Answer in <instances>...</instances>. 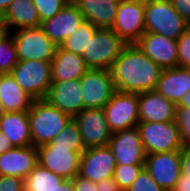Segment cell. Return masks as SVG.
Masks as SVG:
<instances>
[{"mask_svg": "<svg viewBox=\"0 0 190 191\" xmlns=\"http://www.w3.org/2000/svg\"><path fill=\"white\" fill-rule=\"evenodd\" d=\"M40 147H63L72 148V151L83 153L85 146L83 144L82 136L79 132L77 123L72 119L66 127H64L49 144Z\"/></svg>", "mask_w": 190, "mask_h": 191, "instance_id": "28", "label": "cell"}, {"mask_svg": "<svg viewBox=\"0 0 190 191\" xmlns=\"http://www.w3.org/2000/svg\"><path fill=\"white\" fill-rule=\"evenodd\" d=\"M145 154L180 151L184 146L175 121L137 124Z\"/></svg>", "mask_w": 190, "mask_h": 191, "instance_id": "5", "label": "cell"}, {"mask_svg": "<svg viewBox=\"0 0 190 191\" xmlns=\"http://www.w3.org/2000/svg\"><path fill=\"white\" fill-rule=\"evenodd\" d=\"M82 96L80 79H72L65 82H52L45 100L61 112L74 117L83 110Z\"/></svg>", "mask_w": 190, "mask_h": 191, "instance_id": "18", "label": "cell"}, {"mask_svg": "<svg viewBox=\"0 0 190 191\" xmlns=\"http://www.w3.org/2000/svg\"><path fill=\"white\" fill-rule=\"evenodd\" d=\"M135 44L162 69L178 67L177 40L157 33L144 32Z\"/></svg>", "mask_w": 190, "mask_h": 191, "instance_id": "15", "label": "cell"}, {"mask_svg": "<svg viewBox=\"0 0 190 191\" xmlns=\"http://www.w3.org/2000/svg\"><path fill=\"white\" fill-rule=\"evenodd\" d=\"M177 106H187L190 107V91L187 92L177 104Z\"/></svg>", "mask_w": 190, "mask_h": 191, "instance_id": "44", "label": "cell"}, {"mask_svg": "<svg viewBox=\"0 0 190 191\" xmlns=\"http://www.w3.org/2000/svg\"><path fill=\"white\" fill-rule=\"evenodd\" d=\"M51 62L19 61L11 72L17 84L34 100L45 99L52 83Z\"/></svg>", "mask_w": 190, "mask_h": 191, "instance_id": "6", "label": "cell"}, {"mask_svg": "<svg viewBox=\"0 0 190 191\" xmlns=\"http://www.w3.org/2000/svg\"><path fill=\"white\" fill-rule=\"evenodd\" d=\"M38 164V150L33 145L14 147L0 155V175L25 179Z\"/></svg>", "mask_w": 190, "mask_h": 191, "instance_id": "20", "label": "cell"}, {"mask_svg": "<svg viewBox=\"0 0 190 191\" xmlns=\"http://www.w3.org/2000/svg\"><path fill=\"white\" fill-rule=\"evenodd\" d=\"M110 71L115 90L139 94L156 89L163 69L136 44H127Z\"/></svg>", "mask_w": 190, "mask_h": 191, "instance_id": "1", "label": "cell"}, {"mask_svg": "<svg viewBox=\"0 0 190 191\" xmlns=\"http://www.w3.org/2000/svg\"><path fill=\"white\" fill-rule=\"evenodd\" d=\"M18 62L12 32L5 30L0 35V74H11Z\"/></svg>", "mask_w": 190, "mask_h": 191, "instance_id": "30", "label": "cell"}, {"mask_svg": "<svg viewBox=\"0 0 190 191\" xmlns=\"http://www.w3.org/2000/svg\"><path fill=\"white\" fill-rule=\"evenodd\" d=\"M115 167V156L108 145L86 148L81 154L78 175L97 183L112 178Z\"/></svg>", "mask_w": 190, "mask_h": 191, "instance_id": "14", "label": "cell"}, {"mask_svg": "<svg viewBox=\"0 0 190 191\" xmlns=\"http://www.w3.org/2000/svg\"><path fill=\"white\" fill-rule=\"evenodd\" d=\"M156 90L176 105L190 91V69L174 67L163 69Z\"/></svg>", "mask_w": 190, "mask_h": 191, "instance_id": "23", "label": "cell"}, {"mask_svg": "<svg viewBox=\"0 0 190 191\" xmlns=\"http://www.w3.org/2000/svg\"><path fill=\"white\" fill-rule=\"evenodd\" d=\"M97 30L98 27L94 24L84 21L72 35L64 40L61 47L82 56Z\"/></svg>", "mask_w": 190, "mask_h": 191, "instance_id": "29", "label": "cell"}, {"mask_svg": "<svg viewBox=\"0 0 190 191\" xmlns=\"http://www.w3.org/2000/svg\"><path fill=\"white\" fill-rule=\"evenodd\" d=\"M145 32L178 40L190 26L174 9L171 0H144Z\"/></svg>", "mask_w": 190, "mask_h": 191, "instance_id": "3", "label": "cell"}, {"mask_svg": "<svg viewBox=\"0 0 190 191\" xmlns=\"http://www.w3.org/2000/svg\"><path fill=\"white\" fill-rule=\"evenodd\" d=\"M41 26L32 0H13L2 15V27L7 31Z\"/></svg>", "mask_w": 190, "mask_h": 191, "instance_id": "22", "label": "cell"}, {"mask_svg": "<svg viewBox=\"0 0 190 191\" xmlns=\"http://www.w3.org/2000/svg\"><path fill=\"white\" fill-rule=\"evenodd\" d=\"M144 168L165 191H172L181 175L180 151L146 154Z\"/></svg>", "mask_w": 190, "mask_h": 191, "instance_id": "11", "label": "cell"}, {"mask_svg": "<svg viewBox=\"0 0 190 191\" xmlns=\"http://www.w3.org/2000/svg\"><path fill=\"white\" fill-rule=\"evenodd\" d=\"M175 123L180 129L184 145H190V107L176 106Z\"/></svg>", "mask_w": 190, "mask_h": 191, "instance_id": "33", "label": "cell"}, {"mask_svg": "<svg viewBox=\"0 0 190 191\" xmlns=\"http://www.w3.org/2000/svg\"><path fill=\"white\" fill-rule=\"evenodd\" d=\"M120 0H79L84 20L98 28H112Z\"/></svg>", "mask_w": 190, "mask_h": 191, "instance_id": "24", "label": "cell"}, {"mask_svg": "<svg viewBox=\"0 0 190 191\" xmlns=\"http://www.w3.org/2000/svg\"><path fill=\"white\" fill-rule=\"evenodd\" d=\"M37 150L38 163L46 169L65 179L78 175L82 153L63 147H38Z\"/></svg>", "mask_w": 190, "mask_h": 191, "instance_id": "16", "label": "cell"}, {"mask_svg": "<svg viewBox=\"0 0 190 191\" xmlns=\"http://www.w3.org/2000/svg\"><path fill=\"white\" fill-rule=\"evenodd\" d=\"M15 146L12 145L11 141L7 136L0 131V155L4 152L12 150Z\"/></svg>", "mask_w": 190, "mask_h": 191, "instance_id": "42", "label": "cell"}, {"mask_svg": "<svg viewBox=\"0 0 190 191\" xmlns=\"http://www.w3.org/2000/svg\"><path fill=\"white\" fill-rule=\"evenodd\" d=\"M178 67L190 69V26L177 40Z\"/></svg>", "mask_w": 190, "mask_h": 191, "instance_id": "35", "label": "cell"}, {"mask_svg": "<svg viewBox=\"0 0 190 191\" xmlns=\"http://www.w3.org/2000/svg\"><path fill=\"white\" fill-rule=\"evenodd\" d=\"M19 61L40 60L51 62L57 45L50 40L41 26L11 31Z\"/></svg>", "mask_w": 190, "mask_h": 191, "instance_id": "7", "label": "cell"}, {"mask_svg": "<svg viewBox=\"0 0 190 191\" xmlns=\"http://www.w3.org/2000/svg\"><path fill=\"white\" fill-rule=\"evenodd\" d=\"M4 114H5V111H4V108H3L2 100L0 99V120L2 119Z\"/></svg>", "mask_w": 190, "mask_h": 191, "instance_id": "46", "label": "cell"}, {"mask_svg": "<svg viewBox=\"0 0 190 191\" xmlns=\"http://www.w3.org/2000/svg\"><path fill=\"white\" fill-rule=\"evenodd\" d=\"M73 119L45 99L34 100L28 110L32 145L35 148L49 144Z\"/></svg>", "mask_w": 190, "mask_h": 191, "instance_id": "2", "label": "cell"}, {"mask_svg": "<svg viewBox=\"0 0 190 191\" xmlns=\"http://www.w3.org/2000/svg\"><path fill=\"white\" fill-rule=\"evenodd\" d=\"M0 191H24V179L13 175H0Z\"/></svg>", "mask_w": 190, "mask_h": 191, "instance_id": "36", "label": "cell"}, {"mask_svg": "<svg viewBox=\"0 0 190 191\" xmlns=\"http://www.w3.org/2000/svg\"><path fill=\"white\" fill-rule=\"evenodd\" d=\"M115 156L116 164H144L145 151L138 127L113 132L108 143Z\"/></svg>", "mask_w": 190, "mask_h": 191, "instance_id": "13", "label": "cell"}, {"mask_svg": "<svg viewBox=\"0 0 190 191\" xmlns=\"http://www.w3.org/2000/svg\"><path fill=\"white\" fill-rule=\"evenodd\" d=\"M51 68L52 82L81 79L89 70L81 55L63 49L61 46H57Z\"/></svg>", "mask_w": 190, "mask_h": 191, "instance_id": "21", "label": "cell"}, {"mask_svg": "<svg viewBox=\"0 0 190 191\" xmlns=\"http://www.w3.org/2000/svg\"><path fill=\"white\" fill-rule=\"evenodd\" d=\"M181 173L190 176V145H184L180 150Z\"/></svg>", "mask_w": 190, "mask_h": 191, "instance_id": "39", "label": "cell"}, {"mask_svg": "<svg viewBox=\"0 0 190 191\" xmlns=\"http://www.w3.org/2000/svg\"><path fill=\"white\" fill-rule=\"evenodd\" d=\"M172 191H190V176L181 173Z\"/></svg>", "mask_w": 190, "mask_h": 191, "instance_id": "41", "label": "cell"}, {"mask_svg": "<svg viewBox=\"0 0 190 191\" xmlns=\"http://www.w3.org/2000/svg\"><path fill=\"white\" fill-rule=\"evenodd\" d=\"M126 45L111 28H98L82 58L89 69H110Z\"/></svg>", "mask_w": 190, "mask_h": 191, "instance_id": "4", "label": "cell"}, {"mask_svg": "<svg viewBox=\"0 0 190 191\" xmlns=\"http://www.w3.org/2000/svg\"><path fill=\"white\" fill-rule=\"evenodd\" d=\"M174 9L190 24V0H171Z\"/></svg>", "mask_w": 190, "mask_h": 191, "instance_id": "38", "label": "cell"}, {"mask_svg": "<svg viewBox=\"0 0 190 191\" xmlns=\"http://www.w3.org/2000/svg\"><path fill=\"white\" fill-rule=\"evenodd\" d=\"M64 180L38 163L24 179V191H56Z\"/></svg>", "mask_w": 190, "mask_h": 191, "instance_id": "27", "label": "cell"}, {"mask_svg": "<svg viewBox=\"0 0 190 191\" xmlns=\"http://www.w3.org/2000/svg\"><path fill=\"white\" fill-rule=\"evenodd\" d=\"M111 29L126 44H135L145 32L144 0H120Z\"/></svg>", "mask_w": 190, "mask_h": 191, "instance_id": "8", "label": "cell"}, {"mask_svg": "<svg viewBox=\"0 0 190 191\" xmlns=\"http://www.w3.org/2000/svg\"><path fill=\"white\" fill-rule=\"evenodd\" d=\"M79 0H72V3H77Z\"/></svg>", "mask_w": 190, "mask_h": 191, "instance_id": "49", "label": "cell"}, {"mask_svg": "<svg viewBox=\"0 0 190 191\" xmlns=\"http://www.w3.org/2000/svg\"><path fill=\"white\" fill-rule=\"evenodd\" d=\"M126 191H165L151 177L148 171L143 168L137 178Z\"/></svg>", "mask_w": 190, "mask_h": 191, "instance_id": "34", "label": "cell"}, {"mask_svg": "<svg viewBox=\"0 0 190 191\" xmlns=\"http://www.w3.org/2000/svg\"><path fill=\"white\" fill-rule=\"evenodd\" d=\"M138 94L115 91L103 107L110 131L116 132L137 126L139 123Z\"/></svg>", "mask_w": 190, "mask_h": 191, "instance_id": "9", "label": "cell"}, {"mask_svg": "<svg viewBox=\"0 0 190 191\" xmlns=\"http://www.w3.org/2000/svg\"><path fill=\"white\" fill-rule=\"evenodd\" d=\"M139 122L175 121L176 104L168 101L156 89L138 94Z\"/></svg>", "mask_w": 190, "mask_h": 191, "instance_id": "19", "label": "cell"}, {"mask_svg": "<svg viewBox=\"0 0 190 191\" xmlns=\"http://www.w3.org/2000/svg\"><path fill=\"white\" fill-rule=\"evenodd\" d=\"M83 14L76 3H68L55 16L41 23L47 37L57 46L72 35L84 22Z\"/></svg>", "mask_w": 190, "mask_h": 191, "instance_id": "17", "label": "cell"}, {"mask_svg": "<svg viewBox=\"0 0 190 191\" xmlns=\"http://www.w3.org/2000/svg\"><path fill=\"white\" fill-rule=\"evenodd\" d=\"M73 119L79 127L85 148L108 145L112 132L103 108H85Z\"/></svg>", "mask_w": 190, "mask_h": 191, "instance_id": "12", "label": "cell"}, {"mask_svg": "<svg viewBox=\"0 0 190 191\" xmlns=\"http://www.w3.org/2000/svg\"><path fill=\"white\" fill-rule=\"evenodd\" d=\"M83 109L103 108L116 91L110 69H89L80 79Z\"/></svg>", "mask_w": 190, "mask_h": 191, "instance_id": "10", "label": "cell"}, {"mask_svg": "<svg viewBox=\"0 0 190 191\" xmlns=\"http://www.w3.org/2000/svg\"><path fill=\"white\" fill-rule=\"evenodd\" d=\"M56 191H74L72 179H65Z\"/></svg>", "mask_w": 190, "mask_h": 191, "instance_id": "43", "label": "cell"}, {"mask_svg": "<svg viewBox=\"0 0 190 191\" xmlns=\"http://www.w3.org/2000/svg\"><path fill=\"white\" fill-rule=\"evenodd\" d=\"M0 99L5 112L28 111L34 101L11 74H0Z\"/></svg>", "mask_w": 190, "mask_h": 191, "instance_id": "26", "label": "cell"}, {"mask_svg": "<svg viewBox=\"0 0 190 191\" xmlns=\"http://www.w3.org/2000/svg\"><path fill=\"white\" fill-rule=\"evenodd\" d=\"M0 27H2V16L0 15Z\"/></svg>", "mask_w": 190, "mask_h": 191, "instance_id": "48", "label": "cell"}, {"mask_svg": "<svg viewBox=\"0 0 190 191\" xmlns=\"http://www.w3.org/2000/svg\"><path fill=\"white\" fill-rule=\"evenodd\" d=\"M96 184L98 191H123L113 177L100 180Z\"/></svg>", "mask_w": 190, "mask_h": 191, "instance_id": "40", "label": "cell"}, {"mask_svg": "<svg viewBox=\"0 0 190 191\" xmlns=\"http://www.w3.org/2000/svg\"><path fill=\"white\" fill-rule=\"evenodd\" d=\"M0 131L15 147L32 145L28 111L5 112L0 120Z\"/></svg>", "mask_w": 190, "mask_h": 191, "instance_id": "25", "label": "cell"}, {"mask_svg": "<svg viewBox=\"0 0 190 191\" xmlns=\"http://www.w3.org/2000/svg\"><path fill=\"white\" fill-rule=\"evenodd\" d=\"M144 168V164L134 165H120L116 164L113 179L121 187L123 191H126L133 181L137 178L139 173Z\"/></svg>", "mask_w": 190, "mask_h": 191, "instance_id": "31", "label": "cell"}, {"mask_svg": "<svg viewBox=\"0 0 190 191\" xmlns=\"http://www.w3.org/2000/svg\"><path fill=\"white\" fill-rule=\"evenodd\" d=\"M5 31L3 27H0V35Z\"/></svg>", "mask_w": 190, "mask_h": 191, "instance_id": "47", "label": "cell"}, {"mask_svg": "<svg viewBox=\"0 0 190 191\" xmlns=\"http://www.w3.org/2000/svg\"><path fill=\"white\" fill-rule=\"evenodd\" d=\"M13 0H0V15L2 16Z\"/></svg>", "mask_w": 190, "mask_h": 191, "instance_id": "45", "label": "cell"}, {"mask_svg": "<svg viewBox=\"0 0 190 191\" xmlns=\"http://www.w3.org/2000/svg\"><path fill=\"white\" fill-rule=\"evenodd\" d=\"M32 2L36 6L41 23L55 16L69 3L68 0H32Z\"/></svg>", "mask_w": 190, "mask_h": 191, "instance_id": "32", "label": "cell"}, {"mask_svg": "<svg viewBox=\"0 0 190 191\" xmlns=\"http://www.w3.org/2000/svg\"><path fill=\"white\" fill-rule=\"evenodd\" d=\"M74 191H98L97 184L79 175H76L73 179Z\"/></svg>", "mask_w": 190, "mask_h": 191, "instance_id": "37", "label": "cell"}]
</instances>
